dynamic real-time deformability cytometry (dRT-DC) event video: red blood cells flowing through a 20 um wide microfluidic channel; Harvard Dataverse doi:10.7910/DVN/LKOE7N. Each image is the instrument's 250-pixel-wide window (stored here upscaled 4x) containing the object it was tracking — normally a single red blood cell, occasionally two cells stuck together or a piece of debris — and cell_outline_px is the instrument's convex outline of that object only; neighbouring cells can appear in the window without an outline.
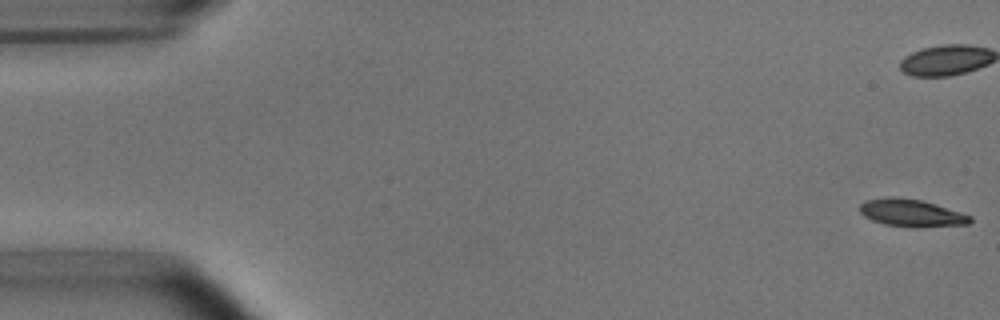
{"species": "common noctule bat (a hibernating species)", "species_latin": "Nyctalus noctula", "temperature_condition": "room temperature", "stored_images_in_passage": 5, "camera_frame_rate_fps": 3000, "um_per_image_px": 0.085, "animal": {"sex": "male", "body_mass_g": 15.6}, "frame": {"image": 1, "passage_image": 1, "time_ms": 0.0, "image_size_px": [1000, 320], "cell_outline_px": [[972, 220], [968, 224], [916, 228], [912, 228], [884, 224], [872, 220], [864, 216], [860, 212], [860, 204], [864, 200], [892, 196], [920, 200], [936, 204], [972, 216]], "centroid_in_image_um": [77.46, 18.11], "position_along_channel_um": 7.5, "area_um2": 17.74}}